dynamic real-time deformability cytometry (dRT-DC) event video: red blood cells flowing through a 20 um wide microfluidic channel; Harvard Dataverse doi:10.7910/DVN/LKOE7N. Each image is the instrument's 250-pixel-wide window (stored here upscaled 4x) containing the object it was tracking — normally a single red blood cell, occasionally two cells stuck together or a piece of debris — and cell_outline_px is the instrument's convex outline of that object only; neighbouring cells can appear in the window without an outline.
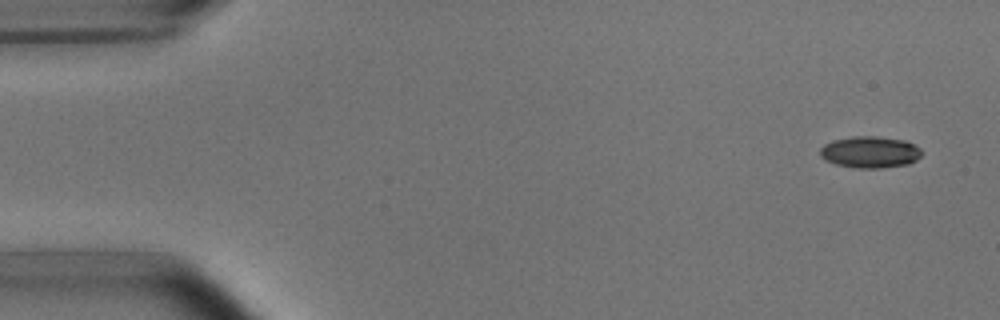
{"species": "common noctule bat (a hibernating species)", "species_latin": "Nyctalus noctula", "temperature_condition": "room temperature", "stored_images_in_passage": 4, "camera_frame_rate_fps": 3000, "um_per_image_px": 0.085, "animal": {"sex": "male", "body_mass_g": 15.6}, "frame": {"image": 1, "passage_image": 1, "time_ms": 0.0, "image_size_px": [1000, 320], "cell_outline_px": [[920, 156], [916, 160], [908, 164], [880, 168], [856, 168], [836, 164], [824, 160], [820, 156], [820, 148], [824, 144], [832, 140], [852, 136], [876, 136], [904, 140], [920, 148]], "centroid_in_image_um": [73.91, 12.92], "position_along_channel_um": 11.1, "area_um2": 18.73}}